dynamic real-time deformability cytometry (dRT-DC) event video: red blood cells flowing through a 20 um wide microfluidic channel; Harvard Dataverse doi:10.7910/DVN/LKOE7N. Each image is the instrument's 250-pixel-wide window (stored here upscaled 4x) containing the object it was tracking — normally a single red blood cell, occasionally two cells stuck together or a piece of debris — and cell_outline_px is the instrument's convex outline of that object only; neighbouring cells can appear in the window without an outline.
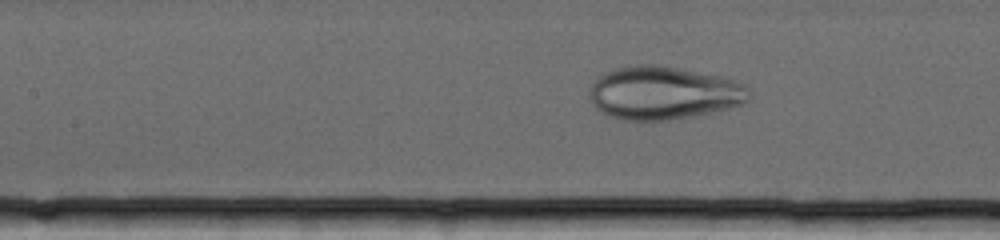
{"species": "human", "species_latin": "Homo sapiens", "temperature_condition": "cold", "stored_images_in_passage": 70, "camera_frame_rate_fps": 3000, "um_per_image_px": 0.085, "donor": {"sex": "female"}, "frame": {"image": 1, "passage_image": 31, "time_ms": 10.0, "image_size_px": [1000, 240], "cell_outline_px": [[748, 100], [744, 104], [696, 116], [668, 120], [624, 120], [600, 112], [592, 104], [588, 92], [592, 84], [604, 72], [616, 68], [640, 64], [656, 64], [720, 76], [744, 84], [748, 88]], "centroid_in_image_um": [56.38, 7.9], "position_along_channel_um": 151.0, "area_um2": 49.36}}
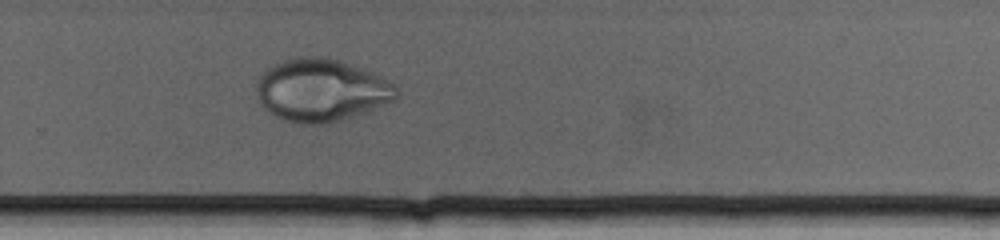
{"frame": {"image": 2, "passage_image": 47, "time_ms": 15.333, "image_size_px": [1000, 240], "cell_outline_px": [[396, 100], [364, 112], [340, 120], [320, 124], [300, 124], [284, 120], [268, 112], [260, 104], [256, 96], [256, 80], [268, 68], [284, 60], [296, 56], [328, 56], [364, 68], [396, 84]], "centroid_in_image_um": [27.28, 7.65], "position_along_channel_um": 302.5, "area_um2": 51.33}}
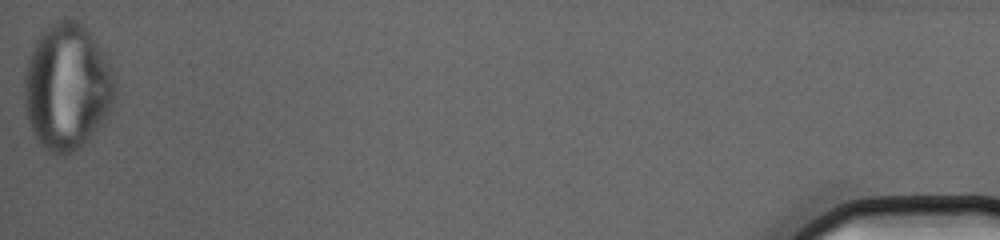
{"frame": {"image": 3, "passage_image": 70, "time_ms": 23.0, "image_size_px": [1000, 240], "cell_outline_px": [[116, 92], [112, 104], [104, 124], [76, 152], [68, 156], [56, 156], [48, 152], [40, 144], [32, 132], [24, 108], [24, 72], [28, 56], [36, 40], [56, 20], [64, 16], [76, 20], [92, 36], [104, 56], [108, 64], [116, 84]], "centroid_in_image_um": [5.68, 7.46], "position_along_channel_um": 429.5, "area_um2": 67.34}}